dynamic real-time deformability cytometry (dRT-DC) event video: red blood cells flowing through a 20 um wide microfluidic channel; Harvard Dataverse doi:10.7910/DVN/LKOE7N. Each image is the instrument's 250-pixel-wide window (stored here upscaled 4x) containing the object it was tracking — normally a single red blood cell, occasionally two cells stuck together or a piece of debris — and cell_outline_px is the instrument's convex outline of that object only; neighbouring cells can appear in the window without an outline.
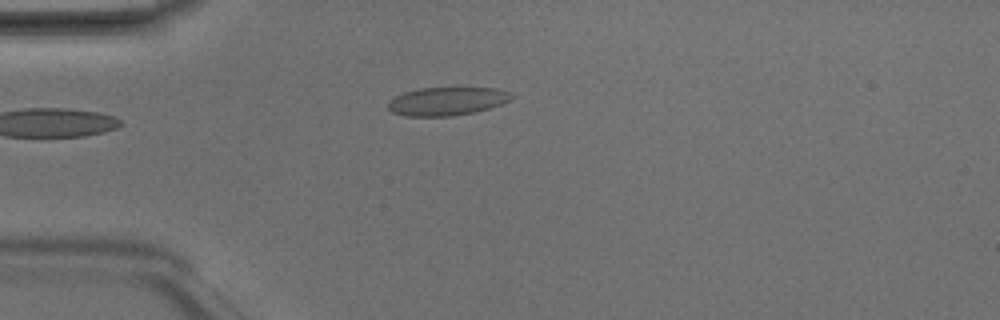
{"species": "Egyptian fruit bat (a non-hibernating species)", "species_latin": "Rousettus aegyptiacus", "temperature_condition": "room temperature", "stored_images_in_passage": 5, "camera_frame_rate_fps": 3000, "um_per_image_px": 0.085, "animal": {"sex": "male"}, "frame": {"image": 1, "passage_image": 4, "time_ms": 1.0, "image_size_px": [1000, 320], "cell_outline_px": [[516, 96], [500, 104], [488, 108], [472, 112], [452, 116], [404, 116], [392, 112], [388, 108], [388, 104], [396, 96], [404, 92], [420, 88], [496, 88], [508, 92]], "centroid_in_image_um": [37.98, 8.6], "position_along_channel_um": 47.0, "area_um2": 20.06}}